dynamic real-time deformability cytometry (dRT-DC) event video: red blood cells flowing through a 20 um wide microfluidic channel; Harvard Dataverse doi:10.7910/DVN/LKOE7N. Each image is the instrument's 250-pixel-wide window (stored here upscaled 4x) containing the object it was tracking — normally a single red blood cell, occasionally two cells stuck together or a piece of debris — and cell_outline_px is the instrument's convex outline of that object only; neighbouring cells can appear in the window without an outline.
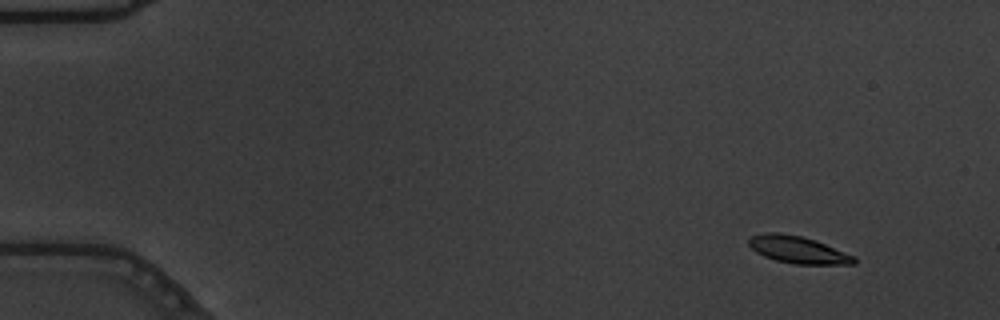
{"species": "common noctule bat (a hibernating species)", "species_latin": "Nyctalus noctula", "temperature_condition": "warm", "stored_images_in_passage": 56, "camera_frame_rate_fps": 3000, "um_per_image_px": 0.085, "animal": {"sex": "male", "body_mass_g": 19.5, "forearm_length_mm": 54.6}, "frame": {"image": 1, "passage_image": 5, "time_ms": 1.333, "image_size_px": [1000, 320], "cell_outline_px": [[856, 264], [796, 264], [776, 260], [764, 256], [756, 252], [748, 244], [748, 240], [752, 236], [764, 232], [780, 232], [800, 236], [816, 240], [856, 256]], "centroid_in_image_um": [67.84, 21.22], "position_along_channel_um": 17.2, "area_um2": 16.7}}
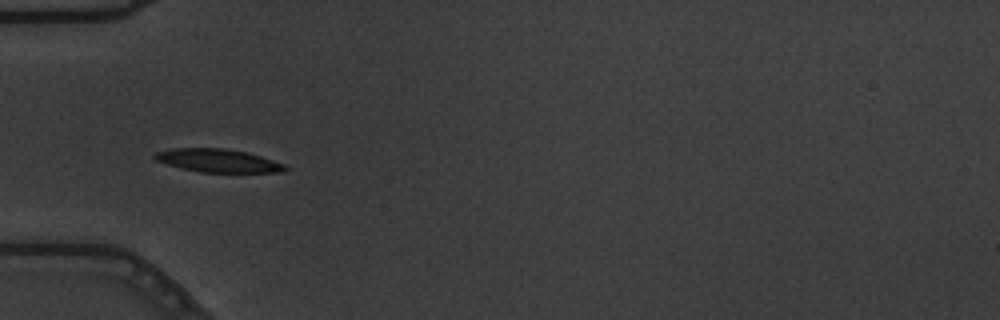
{"frame": {"image": 2, "passage_image": 19, "time_ms": 6.0, "image_size_px": [1000, 320], "cell_outline_px": [[288, 168], [284, 172], [200, 172], [168, 164], [156, 160], [152, 156], [156, 152], [172, 148], [224, 148], [248, 152], [284, 164]], "centroid_in_image_um": [18.54, 13.64], "position_along_channel_um": 66.5, "area_um2": 17.46}}
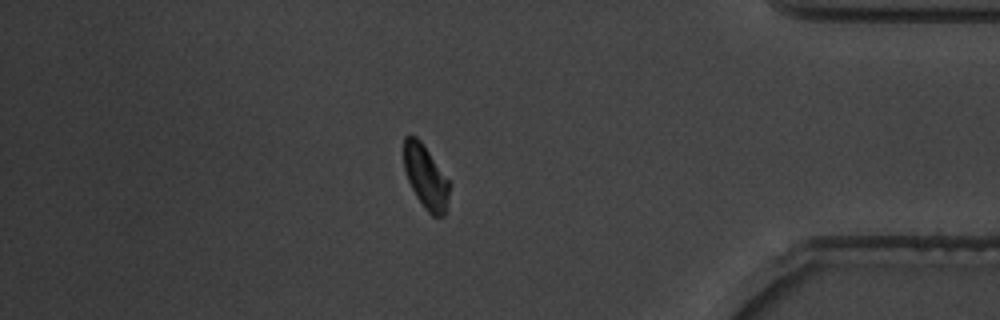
{"frame": {"image": 3, "passage_image": 49, "time_ms": 16.0, "image_size_px": [1000, 320], "cell_outline_px": [[448, 192], [444, 216], [432, 216], [424, 208], [416, 196], [408, 180], [404, 168], [404, 136], [416, 136], [420, 140], [448, 180]], "centroid_in_image_um": [36.15, 15.03], "position_along_channel_um": 399.1, "area_um2": 16.3}, "authors_computed_cell_mechanics": {"area_um2": 17.0799, "velocity_mm_per_s": 3.6328, "shape_relaxation_time_tau1_ms": 2.5715, "shape_relaxation_time_tau2_ms": 9.0983, "deformation_change_tau1": 0.1303, "deformation_change_tau2": 0.1135}}